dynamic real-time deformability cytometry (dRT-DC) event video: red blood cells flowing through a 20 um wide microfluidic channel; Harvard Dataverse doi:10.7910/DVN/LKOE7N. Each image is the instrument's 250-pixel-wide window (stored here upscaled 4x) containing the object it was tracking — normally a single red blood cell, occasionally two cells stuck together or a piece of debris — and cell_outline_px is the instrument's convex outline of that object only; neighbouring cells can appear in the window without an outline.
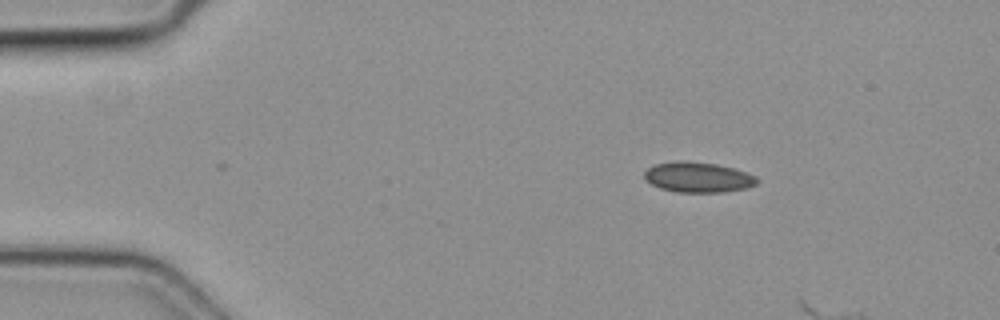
{"species": "common noctule bat (a hibernating species)", "species_latin": "Nyctalus noctula", "temperature_condition": "cold", "stored_images_in_passage": 3, "camera_frame_rate_fps": 3000, "um_per_image_px": 0.085, "animal": {"sex": "female", "body_mass_g": 19.3, "forearm_length_mm": 54.1}, "frame": {"image": 1, "passage_image": 3, "time_ms": 0.667, "image_size_px": [1000, 320], "cell_outline_px": [[760, 180], [756, 184], [744, 188], [724, 192], [676, 192], [660, 188], [644, 180], [644, 172], [648, 168], [656, 164], [716, 164], [732, 168], [756, 176]], "centroid_in_image_um": [59.36, 15.12], "position_along_channel_um": 25.6, "area_um2": 18.9}}